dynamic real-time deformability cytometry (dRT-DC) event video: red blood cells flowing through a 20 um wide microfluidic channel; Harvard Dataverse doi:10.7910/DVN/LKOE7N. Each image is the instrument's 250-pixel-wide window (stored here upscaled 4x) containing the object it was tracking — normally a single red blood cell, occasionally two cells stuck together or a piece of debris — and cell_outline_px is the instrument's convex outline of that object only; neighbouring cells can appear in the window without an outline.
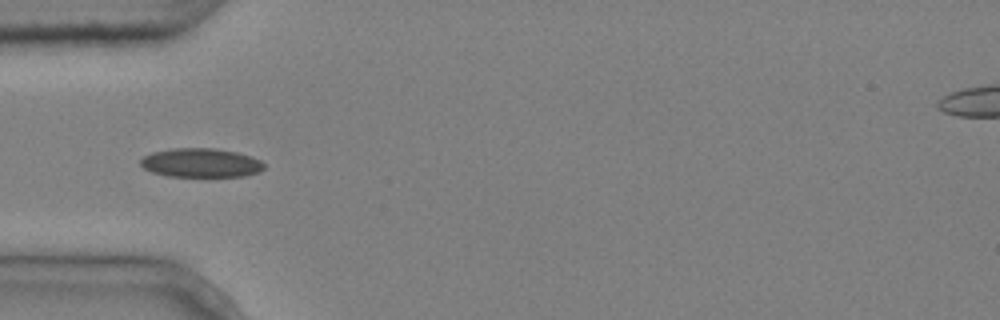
{"species": "common noctule bat (a hibernating species)", "species_latin": "Nyctalus noctula", "temperature_condition": "cold", "stored_images_in_passage": 7, "camera_frame_rate_fps": 3000, "um_per_image_px": 0.085, "animal": {"sex": "male", "body_mass_g": 20.4}, "frame": {"image": 1, "passage_image": 4, "time_ms": 1.0, "image_size_px": [1000, 320], "cell_outline_px": [[264, 168], [260, 172], [244, 176], [168, 176], [152, 172], [144, 168], [140, 164], [140, 160], [144, 156], [152, 152], [172, 148], [212, 148], [236, 152], [252, 156], [260, 160], [264, 164]], "centroid_in_image_um": [17.08, 13.83], "position_along_channel_um": 67.9, "area_um2": 20.87}}
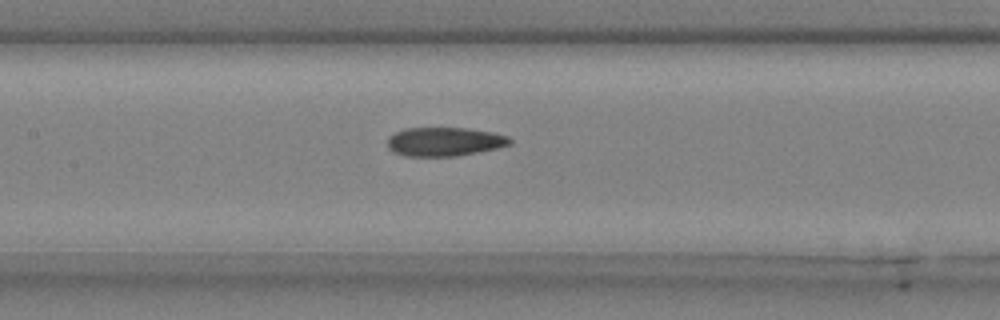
{"frame": {"image": 2, "passage_image": 7, "time_ms": 2.0, "image_size_px": [1000, 320], "cell_outline_px": [[512, 144], [480, 152], [456, 156], [404, 156], [392, 152], [388, 148], [388, 140], [396, 132], [408, 128], [468, 128], [492, 132], [508, 136], [512, 140]], "centroid_in_image_um": [37.81, 12.05], "position_along_channel_um": 169.6, "area_um2": 20.58}}